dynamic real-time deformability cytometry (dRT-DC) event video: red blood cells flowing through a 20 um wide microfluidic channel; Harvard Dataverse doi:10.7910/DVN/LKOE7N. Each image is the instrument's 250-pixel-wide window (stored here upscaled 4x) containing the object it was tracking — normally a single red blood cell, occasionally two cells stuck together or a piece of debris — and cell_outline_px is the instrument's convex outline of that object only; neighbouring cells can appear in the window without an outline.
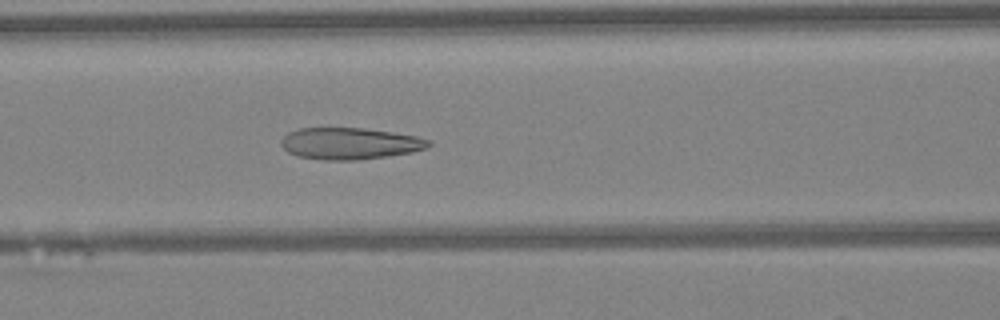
{"species": "Egyptian fruit bat (a non-hibernating species)", "species_latin": "Rousettus aegyptiacus", "temperature_condition": "warm", "stored_images_in_passage": 47, "camera_frame_rate_fps": 3000, "um_per_image_px": 0.085, "animal": {"sex": "female"}, "frame": {"image": 1, "passage_image": 20, "time_ms": 6.333, "image_size_px": [1000, 320], "cell_outline_px": [[432, 144], [428, 148], [412, 152], [388, 156], [356, 160], [324, 160], [296, 156], [288, 152], [280, 144], [280, 140], [288, 132], [300, 128], [364, 128], [392, 132], [416, 136], [432, 140]], "centroid_in_image_um": [29.75, 12.2], "position_along_channel_um": 136.9, "area_um2": 27.4}}
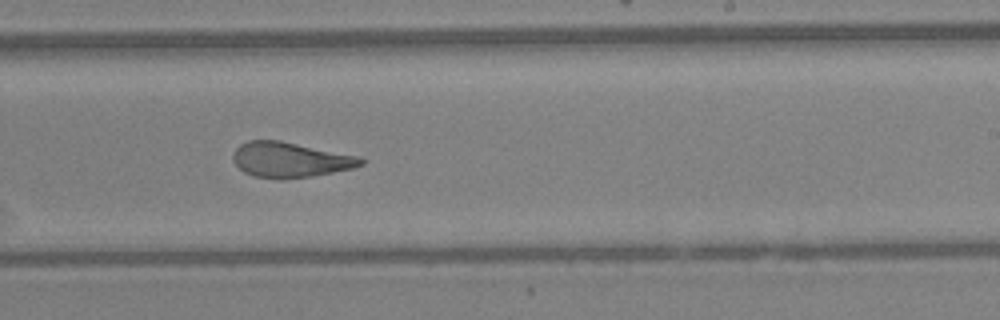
{"frame": {"image": 2, "passage_image": 29, "time_ms": 9.333, "image_size_px": [1000, 320], "cell_outline_px": [[364, 164], [352, 168], [312, 176], [284, 180], [280, 180], [256, 176], [244, 172], [232, 160], [232, 156], [236, 148], [240, 144], [248, 140], [280, 140], [360, 156], [364, 160]], "centroid_in_image_um": [24.66, 13.58], "position_along_channel_um": 264.3, "area_um2": 26.36}}
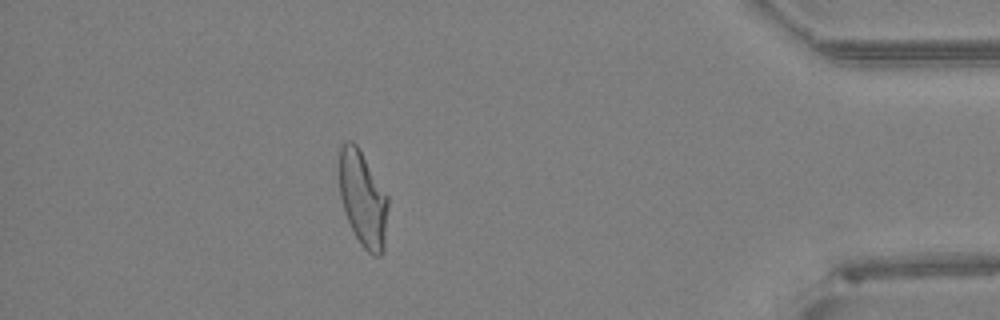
{"frame": {"image": 3, "passage_image": 42, "time_ms": 13.667, "image_size_px": [1000, 320], "cell_outline_px": [[388, 204], [384, 252], [380, 256], [372, 256], [360, 244], [344, 212], [340, 196], [340, 148], [348, 140], [352, 140], [356, 144], [388, 196]], "centroid_in_image_um": [30.86, 16.95], "position_along_channel_um": 404.3, "area_um2": 26.88}, "authors_computed_cell_mechanics": {"area_um2": 27.9752, "velocity_mm_per_s": 4.2898, "shape_relaxation_time_tau1_ms": null, "shape_relaxation_time_tau2_ms": 1.4284, "deformation_change_tau1": null, "deformation_change_tau2": 0.0977}}